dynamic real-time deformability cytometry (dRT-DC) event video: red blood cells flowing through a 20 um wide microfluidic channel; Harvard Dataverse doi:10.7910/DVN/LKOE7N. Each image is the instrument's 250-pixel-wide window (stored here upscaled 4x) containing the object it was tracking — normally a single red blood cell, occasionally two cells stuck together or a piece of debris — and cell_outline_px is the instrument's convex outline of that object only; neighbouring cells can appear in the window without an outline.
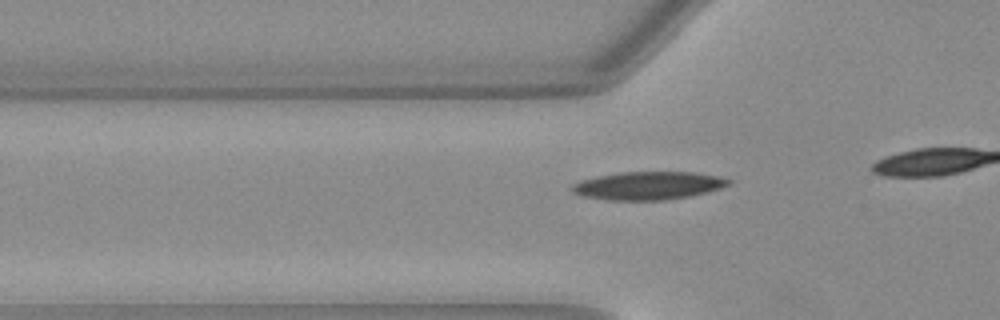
{"species": "Egyptian fruit bat (a non-hibernating species)", "species_latin": "Rousettus aegyptiacus", "temperature_condition": "warm", "stored_images_in_passage": 18, "camera_frame_rate_fps": 3000, "um_per_image_px": 0.085, "animal": {"sex": "female"}, "frame": {"image": 1, "passage_image": 3, "time_ms": 0.667, "image_size_px": [1000, 320], "cell_outline_px": [[732, 184], [720, 188], [688, 196], [664, 200], [612, 200], [584, 196], [572, 192], [572, 184], [580, 180], [596, 176], [620, 172], [696, 172], [720, 176], [732, 180]], "centroid_in_image_um": [55.11, 15.76], "position_along_channel_um": 70.7, "area_um2": 25.55}}
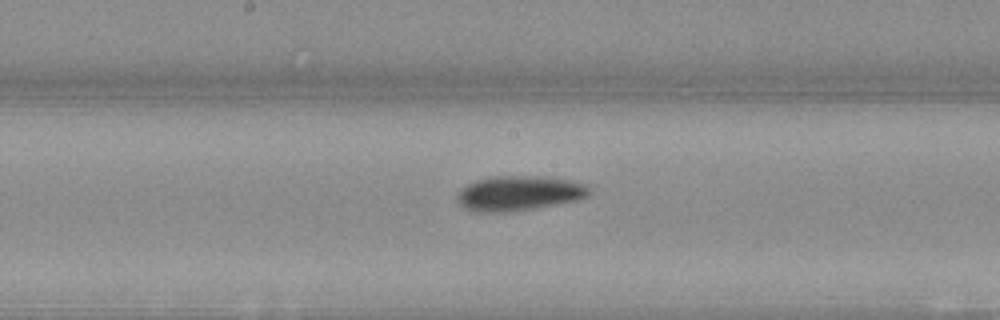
{"frame": {"image": 2, "passage_image": 13, "time_ms": 4.0, "image_size_px": [1000, 320], "cell_outline_px": [[592, 192], [588, 196], [576, 200], [532, 208], [468, 208], [460, 204], [460, 192], [468, 184], [476, 180], [492, 176], [544, 176], [572, 180], [588, 184]], "centroid_in_image_um": [44.32, 16.32], "position_along_channel_um": 203.9, "area_um2": 25.14}}
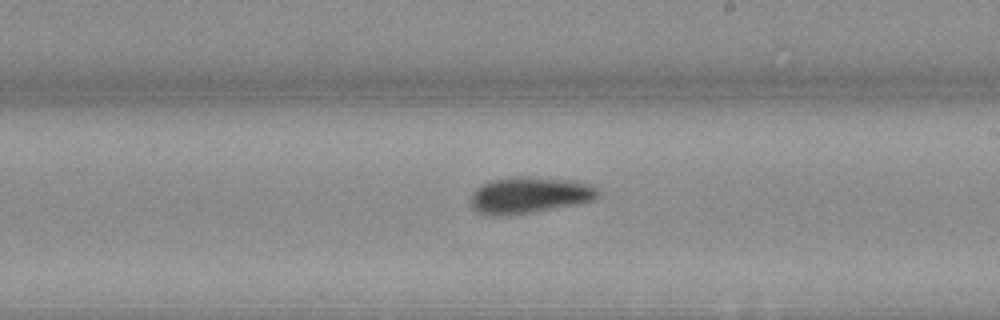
{"frame": {"image": 3, "passage_image": 16, "time_ms": 5.0, "image_size_px": [1000, 320], "cell_outline_px": [[600, 196], [596, 200], [576, 204], [532, 212], [476, 212], [472, 208], [472, 192], [480, 184], [488, 180], [508, 176], [528, 176], [576, 180], [596, 184], [600, 192]], "centroid_in_image_um": [45.13, 16.5], "position_along_channel_um": 243.9, "area_um2": 26.88}}